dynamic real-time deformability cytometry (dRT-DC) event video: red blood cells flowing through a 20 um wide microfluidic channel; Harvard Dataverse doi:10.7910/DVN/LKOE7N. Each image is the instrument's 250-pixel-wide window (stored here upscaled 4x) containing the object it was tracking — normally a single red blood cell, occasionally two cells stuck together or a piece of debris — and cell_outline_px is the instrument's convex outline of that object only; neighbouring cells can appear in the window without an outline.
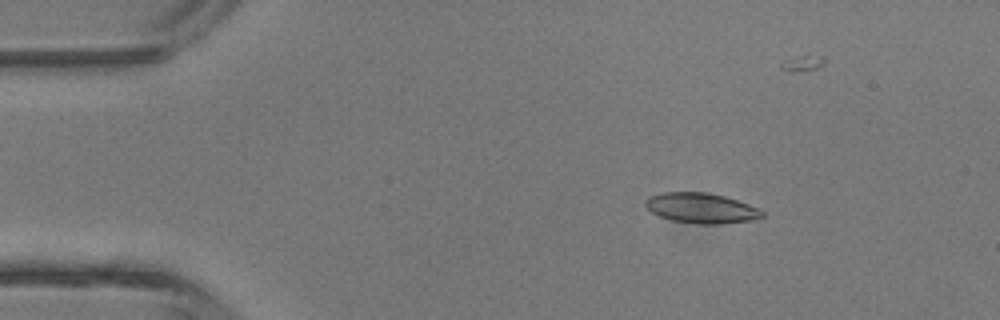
{"species": "common noctule bat (a hibernating species)", "species_latin": "Nyctalus noctula", "temperature_condition": "room temperature", "stored_images_in_passage": 4, "camera_frame_rate_fps": 3000, "um_per_image_px": 0.085, "animal": {"sex": "male", "body_mass_g": 13.3}, "frame": {"image": 1, "passage_image": 2, "time_ms": 1.333, "image_size_px": [1000, 320], "cell_outline_px": [[764, 216], [752, 220], [720, 224], [700, 224], [672, 220], [660, 216], [652, 212], [644, 204], [644, 200], [648, 196], [660, 192], [704, 192], [724, 196], [760, 208], [764, 212]], "centroid_in_image_um": [59.59, 17.68], "position_along_channel_um": 25.4, "area_um2": 20.58}}